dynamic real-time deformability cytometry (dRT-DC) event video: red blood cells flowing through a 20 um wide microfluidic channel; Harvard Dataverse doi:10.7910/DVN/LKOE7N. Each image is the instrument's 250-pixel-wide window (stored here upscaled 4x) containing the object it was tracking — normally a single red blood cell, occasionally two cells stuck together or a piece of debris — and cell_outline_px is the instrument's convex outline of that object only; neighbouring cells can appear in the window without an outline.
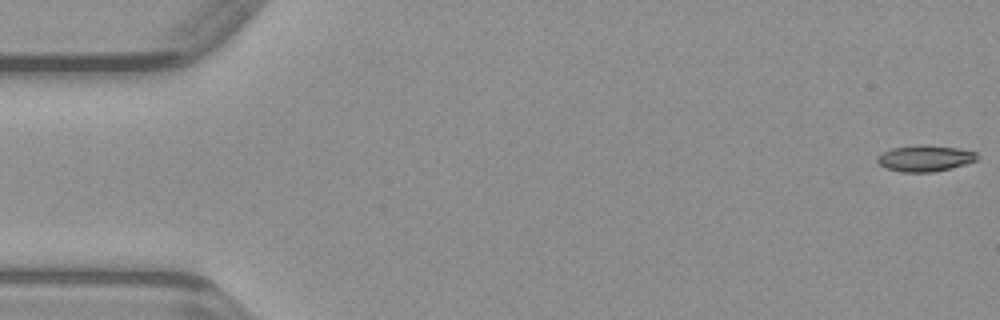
{"species": "common noctule bat (a hibernating species)", "species_latin": "Nyctalus noctula", "temperature_condition": "warm", "stored_images_in_passage": 46, "camera_frame_rate_fps": 3000, "um_per_image_px": 0.085, "animal": {"sex": "male", "body_mass_g": 23.1, "forearm_length_mm": 52.7}, "frame": {"image": 1, "passage_image": 1, "time_ms": 0.0, "image_size_px": [1000, 320], "cell_outline_px": [[980, 156], [976, 160], [952, 168], [932, 172], [900, 172], [888, 168], [880, 164], [876, 160], [876, 156], [892, 148], [920, 144], [924, 144], [956, 148], [976, 152]], "centroid_in_image_um": [78.63, 13.45], "position_along_channel_um": 6.4, "area_um2": 15.2}}
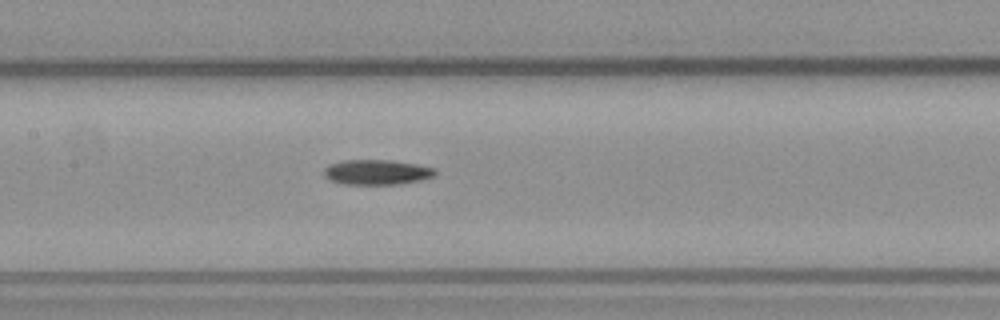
{"frame": {"image": 2, "passage_image": 23, "time_ms": 7.333, "image_size_px": [1000, 320], "cell_outline_px": [[436, 172], [432, 176], [420, 180], [400, 184], [344, 184], [328, 180], [324, 176], [324, 168], [328, 164], [344, 160], [392, 160], [416, 164], [436, 168]], "centroid_in_image_um": [31.99, 14.63], "position_along_channel_um": 175.4, "area_um2": 16.3}}
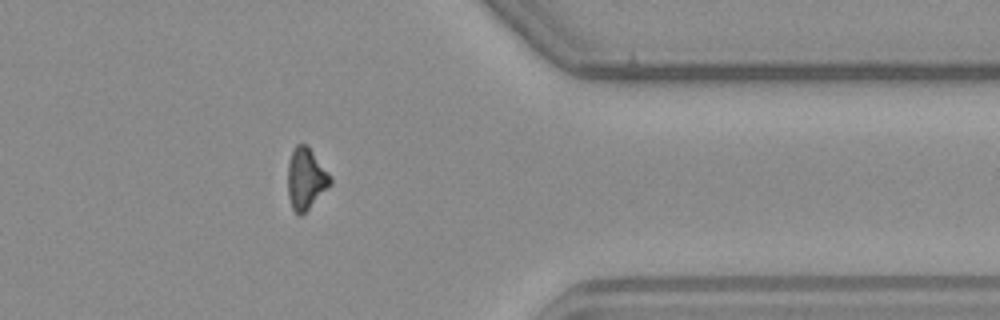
{"frame": {"image": 3, "passage_image": 39, "time_ms": 12.667, "image_size_px": [1000, 320], "cell_outline_px": [[332, 184], [300, 216], [292, 208], [288, 196], [288, 164], [292, 152], [296, 144], [308, 144], [332, 176]], "centroid_in_image_um": [26.02, 15.15], "position_along_channel_um": 385.4, "area_um2": 15.26}}